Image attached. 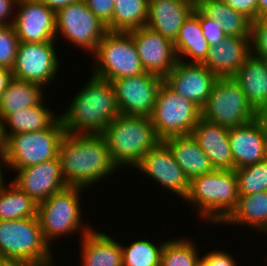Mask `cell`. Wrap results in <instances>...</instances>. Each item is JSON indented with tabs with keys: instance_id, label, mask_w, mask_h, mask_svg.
Listing matches in <instances>:
<instances>
[{
	"instance_id": "obj_1",
	"label": "cell",
	"mask_w": 267,
	"mask_h": 266,
	"mask_svg": "<svg viewBox=\"0 0 267 266\" xmlns=\"http://www.w3.org/2000/svg\"><path fill=\"white\" fill-rule=\"evenodd\" d=\"M62 175L68 186L90 187L114 171L105 136L102 133H65L58 150Z\"/></svg>"
},
{
	"instance_id": "obj_15",
	"label": "cell",
	"mask_w": 267,
	"mask_h": 266,
	"mask_svg": "<svg viewBox=\"0 0 267 266\" xmlns=\"http://www.w3.org/2000/svg\"><path fill=\"white\" fill-rule=\"evenodd\" d=\"M217 79L218 77L203 64L178 60L164 77V82L178 95L202 109Z\"/></svg>"
},
{
	"instance_id": "obj_10",
	"label": "cell",
	"mask_w": 267,
	"mask_h": 266,
	"mask_svg": "<svg viewBox=\"0 0 267 266\" xmlns=\"http://www.w3.org/2000/svg\"><path fill=\"white\" fill-rule=\"evenodd\" d=\"M201 117L209 122L234 128L254 120L255 110L233 77H218L201 109Z\"/></svg>"
},
{
	"instance_id": "obj_44",
	"label": "cell",
	"mask_w": 267,
	"mask_h": 266,
	"mask_svg": "<svg viewBox=\"0 0 267 266\" xmlns=\"http://www.w3.org/2000/svg\"><path fill=\"white\" fill-rule=\"evenodd\" d=\"M12 79H13L12 70L0 67V100H1L2 94L7 89Z\"/></svg>"
},
{
	"instance_id": "obj_42",
	"label": "cell",
	"mask_w": 267,
	"mask_h": 266,
	"mask_svg": "<svg viewBox=\"0 0 267 266\" xmlns=\"http://www.w3.org/2000/svg\"><path fill=\"white\" fill-rule=\"evenodd\" d=\"M17 2L18 0H0V26L13 25L14 16L13 19L10 18H12L11 14L16 9Z\"/></svg>"
},
{
	"instance_id": "obj_28",
	"label": "cell",
	"mask_w": 267,
	"mask_h": 266,
	"mask_svg": "<svg viewBox=\"0 0 267 266\" xmlns=\"http://www.w3.org/2000/svg\"><path fill=\"white\" fill-rule=\"evenodd\" d=\"M225 223L246 225L260 233L267 226V191L239 196L235 209L221 224Z\"/></svg>"
},
{
	"instance_id": "obj_33",
	"label": "cell",
	"mask_w": 267,
	"mask_h": 266,
	"mask_svg": "<svg viewBox=\"0 0 267 266\" xmlns=\"http://www.w3.org/2000/svg\"><path fill=\"white\" fill-rule=\"evenodd\" d=\"M196 244L187 238L167 239L161 251L160 266H199Z\"/></svg>"
},
{
	"instance_id": "obj_38",
	"label": "cell",
	"mask_w": 267,
	"mask_h": 266,
	"mask_svg": "<svg viewBox=\"0 0 267 266\" xmlns=\"http://www.w3.org/2000/svg\"><path fill=\"white\" fill-rule=\"evenodd\" d=\"M200 25L205 39L209 45L219 44L227 35L222 30L218 21L205 17L200 12Z\"/></svg>"
},
{
	"instance_id": "obj_5",
	"label": "cell",
	"mask_w": 267,
	"mask_h": 266,
	"mask_svg": "<svg viewBox=\"0 0 267 266\" xmlns=\"http://www.w3.org/2000/svg\"><path fill=\"white\" fill-rule=\"evenodd\" d=\"M51 248L43 236L37 216L0 220V257L35 266H54Z\"/></svg>"
},
{
	"instance_id": "obj_24",
	"label": "cell",
	"mask_w": 267,
	"mask_h": 266,
	"mask_svg": "<svg viewBox=\"0 0 267 266\" xmlns=\"http://www.w3.org/2000/svg\"><path fill=\"white\" fill-rule=\"evenodd\" d=\"M106 234L92 229L81 237V266H123L122 243Z\"/></svg>"
},
{
	"instance_id": "obj_23",
	"label": "cell",
	"mask_w": 267,
	"mask_h": 266,
	"mask_svg": "<svg viewBox=\"0 0 267 266\" xmlns=\"http://www.w3.org/2000/svg\"><path fill=\"white\" fill-rule=\"evenodd\" d=\"M163 142L168 146L174 160L189 181L215 170L192 134L169 137Z\"/></svg>"
},
{
	"instance_id": "obj_12",
	"label": "cell",
	"mask_w": 267,
	"mask_h": 266,
	"mask_svg": "<svg viewBox=\"0 0 267 266\" xmlns=\"http://www.w3.org/2000/svg\"><path fill=\"white\" fill-rule=\"evenodd\" d=\"M55 42H20L11 69L13 78L43 87L55 82L60 66Z\"/></svg>"
},
{
	"instance_id": "obj_41",
	"label": "cell",
	"mask_w": 267,
	"mask_h": 266,
	"mask_svg": "<svg viewBox=\"0 0 267 266\" xmlns=\"http://www.w3.org/2000/svg\"><path fill=\"white\" fill-rule=\"evenodd\" d=\"M223 1L232 9L245 14L252 21L257 20L258 0H223Z\"/></svg>"
},
{
	"instance_id": "obj_47",
	"label": "cell",
	"mask_w": 267,
	"mask_h": 266,
	"mask_svg": "<svg viewBox=\"0 0 267 266\" xmlns=\"http://www.w3.org/2000/svg\"><path fill=\"white\" fill-rule=\"evenodd\" d=\"M0 266H35L30 263H25L19 260L0 257Z\"/></svg>"
},
{
	"instance_id": "obj_21",
	"label": "cell",
	"mask_w": 267,
	"mask_h": 266,
	"mask_svg": "<svg viewBox=\"0 0 267 266\" xmlns=\"http://www.w3.org/2000/svg\"><path fill=\"white\" fill-rule=\"evenodd\" d=\"M252 54L251 37L227 36L210 45L202 63L217 77H232Z\"/></svg>"
},
{
	"instance_id": "obj_36",
	"label": "cell",
	"mask_w": 267,
	"mask_h": 266,
	"mask_svg": "<svg viewBox=\"0 0 267 266\" xmlns=\"http://www.w3.org/2000/svg\"><path fill=\"white\" fill-rule=\"evenodd\" d=\"M19 43L13 26H0V67L13 68Z\"/></svg>"
},
{
	"instance_id": "obj_50",
	"label": "cell",
	"mask_w": 267,
	"mask_h": 266,
	"mask_svg": "<svg viewBox=\"0 0 267 266\" xmlns=\"http://www.w3.org/2000/svg\"><path fill=\"white\" fill-rule=\"evenodd\" d=\"M263 234L265 233L267 235V226L261 231Z\"/></svg>"
},
{
	"instance_id": "obj_16",
	"label": "cell",
	"mask_w": 267,
	"mask_h": 266,
	"mask_svg": "<svg viewBox=\"0 0 267 266\" xmlns=\"http://www.w3.org/2000/svg\"><path fill=\"white\" fill-rule=\"evenodd\" d=\"M129 33L145 72L164 78L178 61L174 43L147 26L131 30Z\"/></svg>"
},
{
	"instance_id": "obj_2",
	"label": "cell",
	"mask_w": 267,
	"mask_h": 266,
	"mask_svg": "<svg viewBox=\"0 0 267 266\" xmlns=\"http://www.w3.org/2000/svg\"><path fill=\"white\" fill-rule=\"evenodd\" d=\"M71 101L58 113L69 134L103 133L120 114L112 83L93 74Z\"/></svg>"
},
{
	"instance_id": "obj_22",
	"label": "cell",
	"mask_w": 267,
	"mask_h": 266,
	"mask_svg": "<svg viewBox=\"0 0 267 266\" xmlns=\"http://www.w3.org/2000/svg\"><path fill=\"white\" fill-rule=\"evenodd\" d=\"M192 136L216 170H232L233 157L229 142V128L200 118Z\"/></svg>"
},
{
	"instance_id": "obj_39",
	"label": "cell",
	"mask_w": 267,
	"mask_h": 266,
	"mask_svg": "<svg viewBox=\"0 0 267 266\" xmlns=\"http://www.w3.org/2000/svg\"><path fill=\"white\" fill-rule=\"evenodd\" d=\"M114 1L115 0H84L90 11L106 25L112 20Z\"/></svg>"
},
{
	"instance_id": "obj_3",
	"label": "cell",
	"mask_w": 267,
	"mask_h": 266,
	"mask_svg": "<svg viewBox=\"0 0 267 266\" xmlns=\"http://www.w3.org/2000/svg\"><path fill=\"white\" fill-rule=\"evenodd\" d=\"M238 198V181L234 169H215L211 173L192 178L184 199L192 203L205 222L221 224L235 209Z\"/></svg>"
},
{
	"instance_id": "obj_11",
	"label": "cell",
	"mask_w": 267,
	"mask_h": 266,
	"mask_svg": "<svg viewBox=\"0 0 267 266\" xmlns=\"http://www.w3.org/2000/svg\"><path fill=\"white\" fill-rule=\"evenodd\" d=\"M108 32L104 24L85 4L84 0L71 3L56 12V37L63 35L87 53H94L100 40Z\"/></svg>"
},
{
	"instance_id": "obj_40",
	"label": "cell",
	"mask_w": 267,
	"mask_h": 266,
	"mask_svg": "<svg viewBox=\"0 0 267 266\" xmlns=\"http://www.w3.org/2000/svg\"><path fill=\"white\" fill-rule=\"evenodd\" d=\"M236 259L230 253L214 250L201 256L199 266H237Z\"/></svg>"
},
{
	"instance_id": "obj_14",
	"label": "cell",
	"mask_w": 267,
	"mask_h": 266,
	"mask_svg": "<svg viewBox=\"0 0 267 266\" xmlns=\"http://www.w3.org/2000/svg\"><path fill=\"white\" fill-rule=\"evenodd\" d=\"M13 27L20 42L56 41V12L41 0H18Z\"/></svg>"
},
{
	"instance_id": "obj_18",
	"label": "cell",
	"mask_w": 267,
	"mask_h": 266,
	"mask_svg": "<svg viewBox=\"0 0 267 266\" xmlns=\"http://www.w3.org/2000/svg\"><path fill=\"white\" fill-rule=\"evenodd\" d=\"M13 183L37 204L68 185L62 175L59 157L16 171Z\"/></svg>"
},
{
	"instance_id": "obj_43",
	"label": "cell",
	"mask_w": 267,
	"mask_h": 266,
	"mask_svg": "<svg viewBox=\"0 0 267 266\" xmlns=\"http://www.w3.org/2000/svg\"><path fill=\"white\" fill-rule=\"evenodd\" d=\"M254 120L258 123L267 140V104L255 110Z\"/></svg>"
},
{
	"instance_id": "obj_45",
	"label": "cell",
	"mask_w": 267,
	"mask_h": 266,
	"mask_svg": "<svg viewBox=\"0 0 267 266\" xmlns=\"http://www.w3.org/2000/svg\"><path fill=\"white\" fill-rule=\"evenodd\" d=\"M44 4H46L50 9L57 12L59 9L67 6L71 3L77 2L79 0H41Z\"/></svg>"
},
{
	"instance_id": "obj_30",
	"label": "cell",
	"mask_w": 267,
	"mask_h": 266,
	"mask_svg": "<svg viewBox=\"0 0 267 266\" xmlns=\"http://www.w3.org/2000/svg\"><path fill=\"white\" fill-rule=\"evenodd\" d=\"M44 87L37 83L13 78L0 100V115L8 114L40 104L44 97Z\"/></svg>"
},
{
	"instance_id": "obj_48",
	"label": "cell",
	"mask_w": 267,
	"mask_h": 266,
	"mask_svg": "<svg viewBox=\"0 0 267 266\" xmlns=\"http://www.w3.org/2000/svg\"><path fill=\"white\" fill-rule=\"evenodd\" d=\"M7 135L5 132L4 118L0 115V149H6Z\"/></svg>"
},
{
	"instance_id": "obj_6",
	"label": "cell",
	"mask_w": 267,
	"mask_h": 266,
	"mask_svg": "<svg viewBox=\"0 0 267 266\" xmlns=\"http://www.w3.org/2000/svg\"><path fill=\"white\" fill-rule=\"evenodd\" d=\"M85 188L67 186L40 202L37 206V218L43 236L51 246L53 240L71 233H81V237L90 232L93 227L83 226L80 196Z\"/></svg>"
},
{
	"instance_id": "obj_32",
	"label": "cell",
	"mask_w": 267,
	"mask_h": 266,
	"mask_svg": "<svg viewBox=\"0 0 267 266\" xmlns=\"http://www.w3.org/2000/svg\"><path fill=\"white\" fill-rule=\"evenodd\" d=\"M6 184L0 188V220L36 217L38 204L12 181Z\"/></svg>"
},
{
	"instance_id": "obj_46",
	"label": "cell",
	"mask_w": 267,
	"mask_h": 266,
	"mask_svg": "<svg viewBox=\"0 0 267 266\" xmlns=\"http://www.w3.org/2000/svg\"><path fill=\"white\" fill-rule=\"evenodd\" d=\"M8 167V162H7V157H6V152H5V149H0V188H2L4 185H6V181L3 180L5 179L3 176L4 173H3V170H2V167ZM2 166V167H1Z\"/></svg>"
},
{
	"instance_id": "obj_49",
	"label": "cell",
	"mask_w": 267,
	"mask_h": 266,
	"mask_svg": "<svg viewBox=\"0 0 267 266\" xmlns=\"http://www.w3.org/2000/svg\"><path fill=\"white\" fill-rule=\"evenodd\" d=\"M263 16H267V0L257 1V19Z\"/></svg>"
},
{
	"instance_id": "obj_35",
	"label": "cell",
	"mask_w": 267,
	"mask_h": 266,
	"mask_svg": "<svg viewBox=\"0 0 267 266\" xmlns=\"http://www.w3.org/2000/svg\"><path fill=\"white\" fill-rule=\"evenodd\" d=\"M234 171L237 176L239 196L267 191V159Z\"/></svg>"
},
{
	"instance_id": "obj_26",
	"label": "cell",
	"mask_w": 267,
	"mask_h": 266,
	"mask_svg": "<svg viewBox=\"0 0 267 266\" xmlns=\"http://www.w3.org/2000/svg\"><path fill=\"white\" fill-rule=\"evenodd\" d=\"M232 77L254 110L267 104V60L251 54Z\"/></svg>"
},
{
	"instance_id": "obj_13",
	"label": "cell",
	"mask_w": 267,
	"mask_h": 266,
	"mask_svg": "<svg viewBox=\"0 0 267 266\" xmlns=\"http://www.w3.org/2000/svg\"><path fill=\"white\" fill-rule=\"evenodd\" d=\"M164 78L145 72L112 80L120 114L151 117Z\"/></svg>"
},
{
	"instance_id": "obj_19",
	"label": "cell",
	"mask_w": 267,
	"mask_h": 266,
	"mask_svg": "<svg viewBox=\"0 0 267 266\" xmlns=\"http://www.w3.org/2000/svg\"><path fill=\"white\" fill-rule=\"evenodd\" d=\"M233 169L254 165L267 159V140L255 120L229 128Z\"/></svg>"
},
{
	"instance_id": "obj_29",
	"label": "cell",
	"mask_w": 267,
	"mask_h": 266,
	"mask_svg": "<svg viewBox=\"0 0 267 266\" xmlns=\"http://www.w3.org/2000/svg\"><path fill=\"white\" fill-rule=\"evenodd\" d=\"M44 103L42 101L33 107L22 108L8 114L4 118L7 137L13 134L41 131L48 128L59 116L47 108Z\"/></svg>"
},
{
	"instance_id": "obj_17",
	"label": "cell",
	"mask_w": 267,
	"mask_h": 266,
	"mask_svg": "<svg viewBox=\"0 0 267 266\" xmlns=\"http://www.w3.org/2000/svg\"><path fill=\"white\" fill-rule=\"evenodd\" d=\"M134 168L151 177L157 184L160 183V186L172 191V194L176 193L183 200L189 192L190 181L163 141L149 150Z\"/></svg>"
},
{
	"instance_id": "obj_20",
	"label": "cell",
	"mask_w": 267,
	"mask_h": 266,
	"mask_svg": "<svg viewBox=\"0 0 267 266\" xmlns=\"http://www.w3.org/2000/svg\"><path fill=\"white\" fill-rule=\"evenodd\" d=\"M194 8L195 0H151L146 26L174 43Z\"/></svg>"
},
{
	"instance_id": "obj_31",
	"label": "cell",
	"mask_w": 267,
	"mask_h": 266,
	"mask_svg": "<svg viewBox=\"0 0 267 266\" xmlns=\"http://www.w3.org/2000/svg\"><path fill=\"white\" fill-rule=\"evenodd\" d=\"M148 0H115L112 20L106 25L108 31L129 32L146 26Z\"/></svg>"
},
{
	"instance_id": "obj_37",
	"label": "cell",
	"mask_w": 267,
	"mask_h": 266,
	"mask_svg": "<svg viewBox=\"0 0 267 266\" xmlns=\"http://www.w3.org/2000/svg\"><path fill=\"white\" fill-rule=\"evenodd\" d=\"M251 46L252 55L267 60V16L252 22Z\"/></svg>"
},
{
	"instance_id": "obj_9",
	"label": "cell",
	"mask_w": 267,
	"mask_h": 266,
	"mask_svg": "<svg viewBox=\"0 0 267 266\" xmlns=\"http://www.w3.org/2000/svg\"><path fill=\"white\" fill-rule=\"evenodd\" d=\"M150 118L158 138L163 141L169 137L191 134L201 118V109L163 81Z\"/></svg>"
},
{
	"instance_id": "obj_34",
	"label": "cell",
	"mask_w": 267,
	"mask_h": 266,
	"mask_svg": "<svg viewBox=\"0 0 267 266\" xmlns=\"http://www.w3.org/2000/svg\"><path fill=\"white\" fill-rule=\"evenodd\" d=\"M165 242L155 244L147 239H139L128 246L121 245L123 266H160L161 251Z\"/></svg>"
},
{
	"instance_id": "obj_4",
	"label": "cell",
	"mask_w": 267,
	"mask_h": 266,
	"mask_svg": "<svg viewBox=\"0 0 267 266\" xmlns=\"http://www.w3.org/2000/svg\"><path fill=\"white\" fill-rule=\"evenodd\" d=\"M117 167H135L161 140L151 118L119 114L102 133Z\"/></svg>"
},
{
	"instance_id": "obj_25",
	"label": "cell",
	"mask_w": 267,
	"mask_h": 266,
	"mask_svg": "<svg viewBox=\"0 0 267 266\" xmlns=\"http://www.w3.org/2000/svg\"><path fill=\"white\" fill-rule=\"evenodd\" d=\"M209 46L201 29L200 11L195 7L184 21L174 42L176 56L181 62L202 64L206 59Z\"/></svg>"
},
{
	"instance_id": "obj_8",
	"label": "cell",
	"mask_w": 267,
	"mask_h": 266,
	"mask_svg": "<svg viewBox=\"0 0 267 266\" xmlns=\"http://www.w3.org/2000/svg\"><path fill=\"white\" fill-rule=\"evenodd\" d=\"M93 57L92 74L110 82L145 73L129 32L108 31L100 40Z\"/></svg>"
},
{
	"instance_id": "obj_7",
	"label": "cell",
	"mask_w": 267,
	"mask_h": 266,
	"mask_svg": "<svg viewBox=\"0 0 267 266\" xmlns=\"http://www.w3.org/2000/svg\"><path fill=\"white\" fill-rule=\"evenodd\" d=\"M65 133L58 117L44 130L9 135L5 149L8 168L16 172L18 169L57 158Z\"/></svg>"
},
{
	"instance_id": "obj_27",
	"label": "cell",
	"mask_w": 267,
	"mask_h": 266,
	"mask_svg": "<svg viewBox=\"0 0 267 266\" xmlns=\"http://www.w3.org/2000/svg\"><path fill=\"white\" fill-rule=\"evenodd\" d=\"M195 7L205 17L218 21L227 36L251 37L253 21L223 0H195Z\"/></svg>"
}]
</instances>
